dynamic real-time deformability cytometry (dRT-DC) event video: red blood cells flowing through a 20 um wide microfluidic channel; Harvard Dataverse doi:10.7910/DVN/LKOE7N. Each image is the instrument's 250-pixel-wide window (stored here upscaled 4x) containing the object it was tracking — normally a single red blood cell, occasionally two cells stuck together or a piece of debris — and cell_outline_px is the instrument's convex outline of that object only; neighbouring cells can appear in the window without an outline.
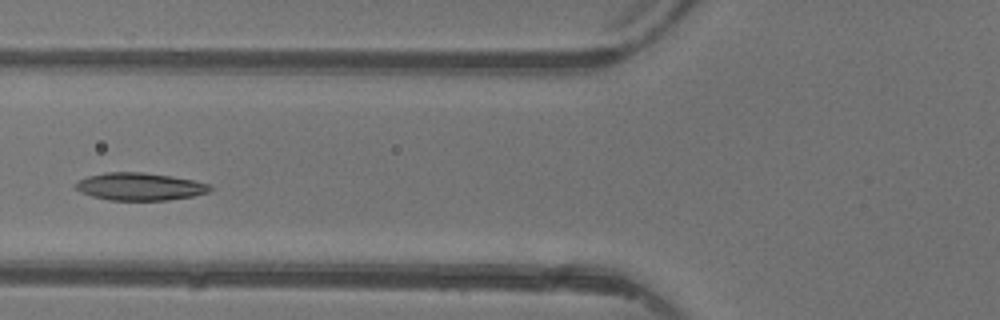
{"species": "common noctule bat (a hibernating species)", "species_latin": "Nyctalus noctula", "temperature_condition": "warm", "stored_images_in_passage": 6, "camera_frame_rate_fps": 3000, "um_per_image_px": 0.085, "animal": {"sex": "female"}, "frame": {"image": 1, "passage_image": 5, "time_ms": 4.667, "image_size_px": [1000, 320], "cell_outline_px": [[212, 188], [208, 192], [192, 196], [168, 200], [108, 200], [92, 196], [80, 192], [76, 188], [76, 184], [80, 180], [88, 176], [104, 172], [140, 172], [172, 176], [192, 180], [208, 184]], "centroid_in_image_um": [11.87, 15.86], "position_along_channel_um": 113.9, "area_um2": 21.39}}
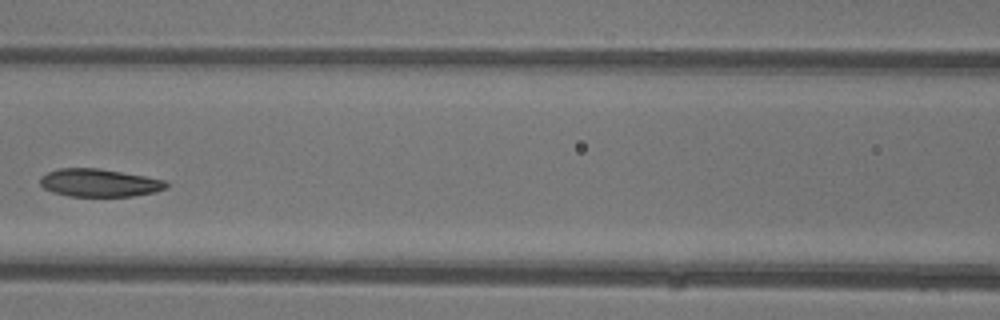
{"frame": {"image": 2, "passage_image": 6, "time_ms": 5.667, "image_size_px": [1000, 320], "cell_outline_px": [[168, 188], [156, 192], [132, 196], [68, 196], [52, 192], [44, 188], [40, 184], [40, 176], [48, 172], [60, 168], [100, 168], [168, 180]], "centroid_in_image_um": [8.47, 15.54], "position_along_channel_um": 158.1, "area_um2": 20.69}}